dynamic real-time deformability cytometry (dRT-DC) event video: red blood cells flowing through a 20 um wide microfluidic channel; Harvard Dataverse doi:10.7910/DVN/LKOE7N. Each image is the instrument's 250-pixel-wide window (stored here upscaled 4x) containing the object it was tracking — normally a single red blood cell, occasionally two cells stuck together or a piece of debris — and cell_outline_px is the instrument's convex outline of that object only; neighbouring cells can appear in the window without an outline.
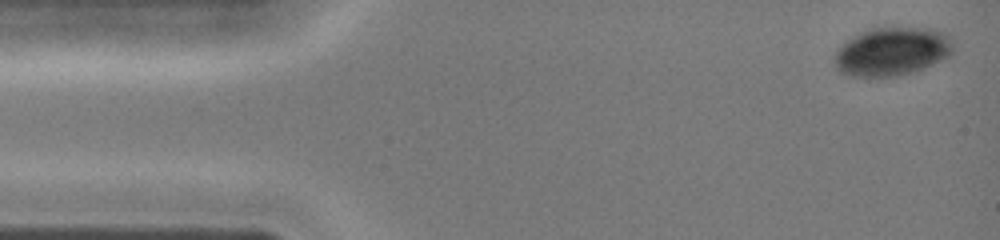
{"species": "common noctule bat (a hibernating species)", "species_latin": "Nyctalus noctula", "temperature_condition": "cold", "stored_images_in_passage": 40, "camera_frame_rate_fps": 3000, "um_per_image_px": 0.085, "animal": {"sex": "female", "body_mass_g": 19.0, "forearm_length_mm": 51.5}, "frame": {"image": 1, "passage_image": 1, "time_ms": 0.0, "image_size_px": [1000, 240], "cell_outline_px": [[956, 48], [952, 56], [916, 72], [896, 76], [852, 76], [840, 72], [836, 68], [836, 52], [852, 36], [860, 32], [872, 28], [936, 28], [952, 36]], "centroid_in_image_um": [75.95, 4.37], "position_along_channel_um": 9.1, "area_um2": 33.93}}
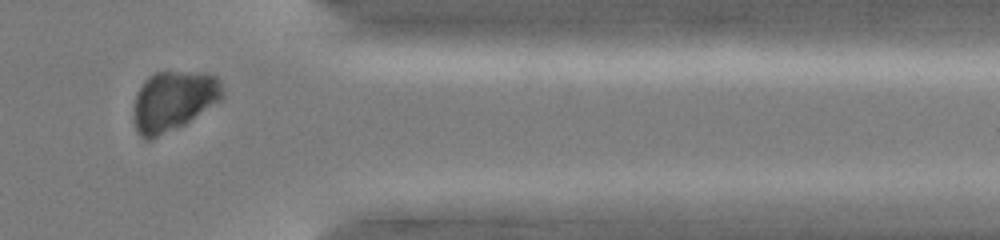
{"frame": {"image": 2, "passage_image": 33, "time_ms": 10.667, "image_size_px": [1000, 240], "cell_outline_px": [[224, 96], [220, 100], [184, 124], [152, 140], [144, 140], [136, 132], [132, 120], [132, 112], [136, 92], [144, 80], [148, 76], [156, 72], [208, 72], [216, 76], [220, 80], [224, 92]], "centroid_in_image_um": [14.69, 8.58], "position_along_channel_um": 396.7, "area_um2": 31.56}}